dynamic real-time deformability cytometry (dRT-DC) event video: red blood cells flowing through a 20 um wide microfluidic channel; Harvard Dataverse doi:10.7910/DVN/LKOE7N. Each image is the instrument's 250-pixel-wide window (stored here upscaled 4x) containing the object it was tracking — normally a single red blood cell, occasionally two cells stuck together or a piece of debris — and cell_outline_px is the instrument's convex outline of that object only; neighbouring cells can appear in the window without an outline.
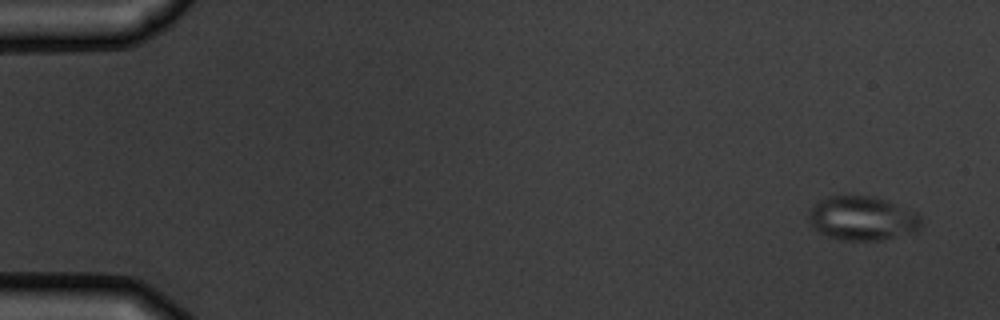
{"species": "common noctule bat (a hibernating species)", "species_latin": "Nyctalus noctula", "temperature_condition": "warm", "stored_images_in_passage": 4, "camera_frame_rate_fps": 3000, "um_per_image_px": 0.085, "animal": {"sex": "male", "body_mass_g": 19.5, "forearm_length_mm": 54.6}, "frame": {"image": 1, "passage_image": 1, "time_ms": 0.0, "image_size_px": [1000, 320], "cell_outline_px": [[920, 228], [908, 232], [880, 240], [840, 240], [828, 236], [812, 228], [808, 224], [808, 212], [820, 200], [832, 196], [876, 196], [916, 212], [920, 216]], "centroid_in_image_um": [73.24, 18.55], "position_along_channel_um": 11.8, "area_um2": 28.55}}